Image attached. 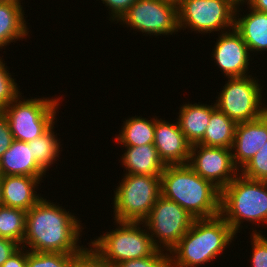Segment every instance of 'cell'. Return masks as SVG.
Returning a JSON list of instances; mask_svg holds the SVG:
<instances>
[{
  "instance_id": "6da1fadb",
  "label": "cell",
  "mask_w": 267,
  "mask_h": 267,
  "mask_svg": "<svg viewBox=\"0 0 267 267\" xmlns=\"http://www.w3.org/2000/svg\"><path fill=\"white\" fill-rule=\"evenodd\" d=\"M49 199L41 198L26 211V226L22 246L31 252L77 254L82 235L80 219ZM27 247H26V246Z\"/></svg>"
},
{
  "instance_id": "7a4b0ae2",
  "label": "cell",
  "mask_w": 267,
  "mask_h": 267,
  "mask_svg": "<svg viewBox=\"0 0 267 267\" xmlns=\"http://www.w3.org/2000/svg\"><path fill=\"white\" fill-rule=\"evenodd\" d=\"M160 178L161 195L176 202L195 219L220 214L221 190L189 165H166Z\"/></svg>"
},
{
  "instance_id": "3957f363",
  "label": "cell",
  "mask_w": 267,
  "mask_h": 267,
  "mask_svg": "<svg viewBox=\"0 0 267 267\" xmlns=\"http://www.w3.org/2000/svg\"><path fill=\"white\" fill-rule=\"evenodd\" d=\"M235 236L236 233L220 214L195 219L186 234L169 251L171 267H199L211 262L222 254Z\"/></svg>"
},
{
  "instance_id": "277c9868",
  "label": "cell",
  "mask_w": 267,
  "mask_h": 267,
  "mask_svg": "<svg viewBox=\"0 0 267 267\" xmlns=\"http://www.w3.org/2000/svg\"><path fill=\"white\" fill-rule=\"evenodd\" d=\"M220 215L235 233L243 220L267 225V181L251 180L239 173L221 190Z\"/></svg>"
},
{
  "instance_id": "5b68a950",
  "label": "cell",
  "mask_w": 267,
  "mask_h": 267,
  "mask_svg": "<svg viewBox=\"0 0 267 267\" xmlns=\"http://www.w3.org/2000/svg\"><path fill=\"white\" fill-rule=\"evenodd\" d=\"M119 225L115 230L94 238L92 246L110 265L131 259L145 258L153 255L158 248L144 222L114 221ZM145 229H141V226Z\"/></svg>"
},
{
  "instance_id": "8992f818",
  "label": "cell",
  "mask_w": 267,
  "mask_h": 267,
  "mask_svg": "<svg viewBox=\"0 0 267 267\" xmlns=\"http://www.w3.org/2000/svg\"><path fill=\"white\" fill-rule=\"evenodd\" d=\"M161 176L125 174L115 188V221L143 222L161 195Z\"/></svg>"
},
{
  "instance_id": "52a82bcc",
  "label": "cell",
  "mask_w": 267,
  "mask_h": 267,
  "mask_svg": "<svg viewBox=\"0 0 267 267\" xmlns=\"http://www.w3.org/2000/svg\"><path fill=\"white\" fill-rule=\"evenodd\" d=\"M20 96L7 105L3 113L13 138L28 143L42 136L55 124L61 98L31 97L25 100Z\"/></svg>"
},
{
  "instance_id": "ba28073f",
  "label": "cell",
  "mask_w": 267,
  "mask_h": 267,
  "mask_svg": "<svg viewBox=\"0 0 267 267\" xmlns=\"http://www.w3.org/2000/svg\"><path fill=\"white\" fill-rule=\"evenodd\" d=\"M255 78L251 74L228 78L217 96L216 108L236 123L256 120L263 116L267 112V105L262 102L263 89L258 83L259 79Z\"/></svg>"
},
{
  "instance_id": "9c48e42d",
  "label": "cell",
  "mask_w": 267,
  "mask_h": 267,
  "mask_svg": "<svg viewBox=\"0 0 267 267\" xmlns=\"http://www.w3.org/2000/svg\"><path fill=\"white\" fill-rule=\"evenodd\" d=\"M235 9L236 5L230 0H183L178 7L179 30L190 28L209 35L214 31L223 33L229 28L232 30Z\"/></svg>"
},
{
  "instance_id": "30bf717a",
  "label": "cell",
  "mask_w": 267,
  "mask_h": 267,
  "mask_svg": "<svg viewBox=\"0 0 267 267\" xmlns=\"http://www.w3.org/2000/svg\"><path fill=\"white\" fill-rule=\"evenodd\" d=\"M194 220L195 218L176 202L160 195L143 222L154 245L169 252L186 234Z\"/></svg>"
},
{
  "instance_id": "8fae6325",
  "label": "cell",
  "mask_w": 267,
  "mask_h": 267,
  "mask_svg": "<svg viewBox=\"0 0 267 267\" xmlns=\"http://www.w3.org/2000/svg\"><path fill=\"white\" fill-rule=\"evenodd\" d=\"M118 22L155 37L179 31L178 8L162 0H137Z\"/></svg>"
},
{
  "instance_id": "7c38bea8",
  "label": "cell",
  "mask_w": 267,
  "mask_h": 267,
  "mask_svg": "<svg viewBox=\"0 0 267 267\" xmlns=\"http://www.w3.org/2000/svg\"><path fill=\"white\" fill-rule=\"evenodd\" d=\"M187 165L220 190L226 187L240 172L233 162L232 150L224 147L192 145Z\"/></svg>"
},
{
  "instance_id": "4fadbf2b",
  "label": "cell",
  "mask_w": 267,
  "mask_h": 267,
  "mask_svg": "<svg viewBox=\"0 0 267 267\" xmlns=\"http://www.w3.org/2000/svg\"><path fill=\"white\" fill-rule=\"evenodd\" d=\"M218 37L212 57L220 71L227 78L248 76L251 56L241 35L233 28Z\"/></svg>"
},
{
  "instance_id": "5bb4252c",
  "label": "cell",
  "mask_w": 267,
  "mask_h": 267,
  "mask_svg": "<svg viewBox=\"0 0 267 267\" xmlns=\"http://www.w3.org/2000/svg\"><path fill=\"white\" fill-rule=\"evenodd\" d=\"M153 145L165 165H185L189 161L192 145L182 133L178 122L171 124L156 117Z\"/></svg>"
},
{
  "instance_id": "9a60e30c",
  "label": "cell",
  "mask_w": 267,
  "mask_h": 267,
  "mask_svg": "<svg viewBox=\"0 0 267 267\" xmlns=\"http://www.w3.org/2000/svg\"><path fill=\"white\" fill-rule=\"evenodd\" d=\"M266 142L267 112L256 120L237 123L231 147L235 166L241 170Z\"/></svg>"
},
{
  "instance_id": "2e32d148",
  "label": "cell",
  "mask_w": 267,
  "mask_h": 267,
  "mask_svg": "<svg viewBox=\"0 0 267 267\" xmlns=\"http://www.w3.org/2000/svg\"><path fill=\"white\" fill-rule=\"evenodd\" d=\"M2 181V205L28 211L42 197L36 194L41 179L23 175H4Z\"/></svg>"
},
{
  "instance_id": "e0dca14e",
  "label": "cell",
  "mask_w": 267,
  "mask_h": 267,
  "mask_svg": "<svg viewBox=\"0 0 267 267\" xmlns=\"http://www.w3.org/2000/svg\"><path fill=\"white\" fill-rule=\"evenodd\" d=\"M0 167L2 176L23 175L40 178L41 180H43L42 177H46V171L34 159L28 143L15 139L1 156Z\"/></svg>"
},
{
  "instance_id": "ac0fdd59",
  "label": "cell",
  "mask_w": 267,
  "mask_h": 267,
  "mask_svg": "<svg viewBox=\"0 0 267 267\" xmlns=\"http://www.w3.org/2000/svg\"><path fill=\"white\" fill-rule=\"evenodd\" d=\"M248 9L249 13L243 16L238 13L241 10L239 6H236L234 29L241 35L250 53L267 51V12H259L251 7Z\"/></svg>"
},
{
  "instance_id": "d6986e66",
  "label": "cell",
  "mask_w": 267,
  "mask_h": 267,
  "mask_svg": "<svg viewBox=\"0 0 267 267\" xmlns=\"http://www.w3.org/2000/svg\"><path fill=\"white\" fill-rule=\"evenodd\" d=\"M125 149V153L121 156V163L126 169L125 174L161 176L166 165L153 144L125 147Z\"/></svg>"
},
{
  "instance_id": "ffe728a7",
  "label": "cell",
  "mask_w": 267,
  "mask_h": 267,
  "mask_svg": "<svg viewBox=\"0 0 267 267\" xmlns=\"http://www.w3.org/2000/svg\"><path fill=\"white\" fill-rule=\"evenodd\" d=\"M216 109L215 102L212 105L188 102L179 110L177 122L179 127L191 145L198 144L204 137L205 130L209 125L211 113Z\"/></svg>"
},
{
  "instance_id": "44dd1931",
  "label": "cell",
  "mask_w": 267,
  "mask_h": 267,
  "mask_svg": "<svg viewBox=\"0 0 267 267\" xmlns=\"http://www.w3.org/2000/svg\"><path fill=\"white\" fill-rule=\"evenodd\" d=\"M22 8L21 3L0 2V49L29 36Z\"/></svg>"
},
{
  "instance_id": "7402d4cb",
  "label": "cell",
  "mask_w": 267,
  "mask_h": 267,
  "mask_svg": "<svg viewBox=\"0 0 267 267\" xmlns=\"http://www.w3.org/2000/svg\"><path fill=\"white\" fill-rule=\"evenodd\" d=\"M123 121L122 130L115 140L123 147H135L153 144L155 137V117L150 120L142 116H134Z\"/></svg>"
},
{
  "instance_id": "603a6c76",
  "label": "cell",
  "mask_w": 267,
  "mask_h": 267,
  "mask_svg": "<svg viewBox=\"0 0 267 267\" xmlns=\"http://www.w3.org/2000/svg\"><path fill=\"white\" fill-rule=\"evenodd\" d=\"M237 123L217 108L211 113L203 139L198 143L207 147H232Z\"/></svg>"
},
{
  "instance_id": "cb8c5ba5",
  "label": "cell",
  "mask_w": 267,
  "mask_h": 267,
  "mask_svg": "<svg viewBox=\"0 0 267 267\" xmlns=\"http://www.w3.org/2000/svg\"><path fill=\"white\" fill-rule=\"evenodd\" d=\"M54 125L42 136L28 142V146L31 148L33 157L36 162L47 172L49 167L52 166L59 158L61 153L60 140L55 135Z\"/></svg>"
},
{
  "instance_id": "d4e9b609",
  "label": "cell",
  "mask_w": 267,
  "mask_h": 267,
  "mask_svg": "<svg viewBox=\"0 0 267 267\" xmlns=\"http://www.w3.org/2000/svg\"><path fill=\"white\" fill-rule=\"evenodd\" d=\"M26 226V211L0 205V237L22 246Z\"/></svg>"
},
{
  "instance_id": "484cf974",
  "label": "cell",
  "mask_w": 267,
  "mask_h": 267,
  "mask_svg": "<svg viewBox=\"0 0 267 267\" xmlns=\"http://www.w3.org/2000/svg\"><path fill=\"white\" fill-rule=\"evenodd\" d=\"M74 256L75 254L27 250V267H72Z\"/></svg>"
},
{
  "instance_id": "4316f807",
  "label": "cell",
  "mask_w": 267,
  "mask_h": 267,
  "mask_svg": "<svg viewBox=\"0 0 267 267\" xmlns=\"http://www.w3.org/2000/svg\"><path fill=\"white\" fill-rule=\"evenodd\" d=\"M6 64L0 57V113H3L5 107L21 95L15 79L7 70Z\"/></svg>"
},
{
  "instance_id": "83f0119b",
  "label": "cell",
  "mask_w": 267,
  "mask_h": 267,
  "mask_svg": "<svg viewBox=\"0 0 267 267\" xmlns=\"http://www.w3.org/2000/svg\"><path fill=\"white\" fill-rule=\"evenodd\" d=\"M240 174L251 180L267 181V142L240 170Z\"/></svg>"
},
{
  "instance_id": "f1b7e54d",
  "label": "cell",
  "mask_w": 267,
  "mask_h": 267,
  "mask_svg": "<svg viewBox=\"0 0 267 267\" xmlns=\"http://www.w3.org/2000/svg\"><path fill=\"white\" fill-rule=\"evenodd\" d=\"M165 250L158 249L153 255L123 261L115 267H171L170 253L164 254Z\"/></svg>"
},
{
  "instance_id": "f546056e",
  "label": "cell",
  "mask_w": 267,
  "mask_h": 267,
  "mask_svg": "<svg viewBox=\"0 0 267 267\" xmlns=\"http://www.w3.org/2000/svg\"><path fill=\"white\" fill-rule=\"evenodd\" d=\"M251 236V267H267V237L261 231L253 230Z\"/></svg>"
},
{
  "instance_id": "4dcf8cb0",
  "label": "cell",
  "mask_w": 267,
  "mask_h": 267,
  "mask_svg": "<svg viewBox=\"0 0 267 267\" xmlns=\"http://www.w3.org/2000/svg\"><path fill=\"white\" fill-rule=\"evenodd\" d=\"M72 267H114L110 265L92 246L75 254Z\"/></svg>"
},
{
  "instance_id": "1f68e13d",
  "label": "cell",
  "mask_w": 267,
  "mask_h": 267,
  "mask_svg": "<svg viewBox=\"0 0 267 267\" xmlns=\"http://www.w3.org/2000/svg\"><path fill=\"white\" fill-rule=\"evenodd\" d=\"M108 7L109 21H118L137 0H101ZM111 11V12H110Z\"/></svg>"
},
{
  "instance_id": "d6a6232c",
  "label": "cell",
  "mask_w": 267,
  "mask_h": 267,
  "mask_svg": "<svg viewBox=\"0 0 267 267\" xmlns=\"http://www.w3.org/2000/svg\"><path fill=\"white\" fill-rule=\"evenodd\" d=\"M14 138L4 113H0V158L11 146Z\"/></svg>"
},
{
  "instance_id": "836d02e7",
  "label": "cell",
  "mask_w": 267,
  "mask_h": 267,
  "mask_svg": "<svg viewBox=\"0 0 267 267\" xmlns=\"http://www.w3.org/2000/svg\"><path fill=\"white\" fill-rule=\"evenodd\" d=\"M20 247L15 241L0 237V267Z\"/></svg>"
},
{
  "instance_id": "e575fe53",
  "label": "cell",
  "mask_w": 267,
  "mask_h": 267,
  "mask_svg": "<svg viewBox=\"0 0 267 267\" xmlns=\"http://www.w3.org/2000/svg\"><path fill=\"white\" fill-rule=\"evenodd\" d=\"M24 250V247H20L1 267H27V250Z\"/></svg>"
},
{
  "instance_id": "d590c367",
  "label": "cell",
  "mask_w": 267,
  "mask_h": 267,
  "mask_svg": "<svg viewBox=\"0 0 267 267\" xmlns=\"http://www.w3.org/2000/svg\"><path fill=\"white\" fill-rule=\"evenodd\" d=\"M247 6L259 12H267V0H247Z\"/></svg>"
},
{
  "instance_id": "8d00e7d4",
  "label": "cell",
  "mask_w": 267,
  "mask_h": 267,
  "mask_svg": "<svg viewBox=\"0 0 267 267\" xmlns=\"http://www.w3.org/2000/svg\"><path fill=\"white\" fill-rule=\"evenodd\" d=\"M165 1L166 3H170L174 6H176L177 8L182 4L183 0H162Z\"/></svg>"
},
{
  "instance_id": "74e56055",
  "label": "cell",
  "mask_w": 267,
  "mask_h": 267,
  "mask_svg": "<svg viewBox=\"0 0 267 267\" xmlns=\"http://www.w3.org/2000/svg\"><path fill=\"white\" fill-rule=\"evenodd\" d=\"M233 4H235L236 6H242L243 4H245L247 2V0H230Z\"/></svg>"
},
{
  "instance_id": "f35d334b",
  "label": "cell",
  "mask_w": 267,
  "mask_h": 267,
  "mask_svg": "<svg viewBox=\"0 0 267 267\" xmlns=\"http://www.w3.org/2000/svg\"><path fill=\"white\" fill-rule=\"evenodd\" d=\"M0 205H2V181L0 176Z\"/></svg>"
},
{
  "instance_id": "ab89813d",
  "label": "cell",
  "mask_w": 267,
  "mask_h": 267,
  "mask_svg": "<svg viewBox=\"0 0 267 267\" xmlns=\"http://www.w3.org/2000/svg\"><path fill=\"white\" fill-rule=\"evenodd\" d=\"M0 2L21 3V1H20V0H0Z\"/></svg>"
}]
</instances>
